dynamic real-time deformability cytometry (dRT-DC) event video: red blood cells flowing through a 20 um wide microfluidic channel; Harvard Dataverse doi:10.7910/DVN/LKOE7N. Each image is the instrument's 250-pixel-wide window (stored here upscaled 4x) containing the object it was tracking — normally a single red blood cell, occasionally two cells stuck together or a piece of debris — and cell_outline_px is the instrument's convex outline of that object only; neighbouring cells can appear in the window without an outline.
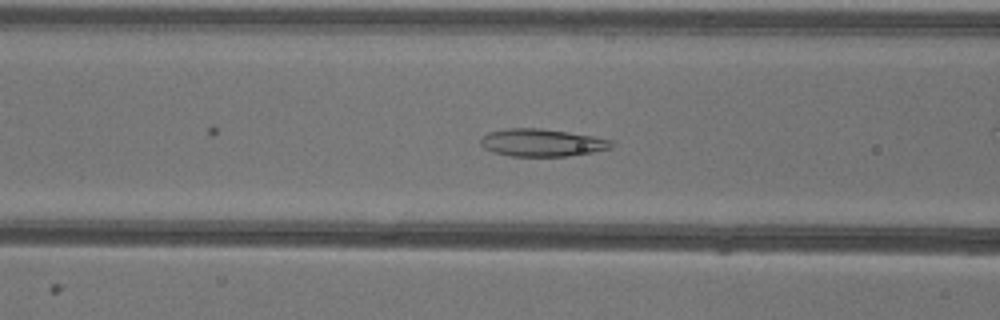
{"species": "common noctule bat (a hibernating species)", "species_latin": "Nyctalus noctula", "temperature_condition": "warm", "stored_images_in_passage": 24, "camera_frame_rate_fps": 3000, "um_per_image_px": 0.085, "animal": {"sex": "female"}, "frame": {"image": 1, "passage_image": 14, "time_ms": 4.333, "image_size_px": [1000, 320], "cell_outline_px": [[616, 144], [612, 148], [592, 152], [568, 156], [512, 156], [492, 152], [484, 148], [480, 144], [480, 136], [488, 132], [508, 128], [540, 128], [568, 132], [592, 136], [612, 140]], "centroid_in_image_um": [46.05, 12.12], "position_along_channel_um": 120.6, "area_um2": 21.15}}
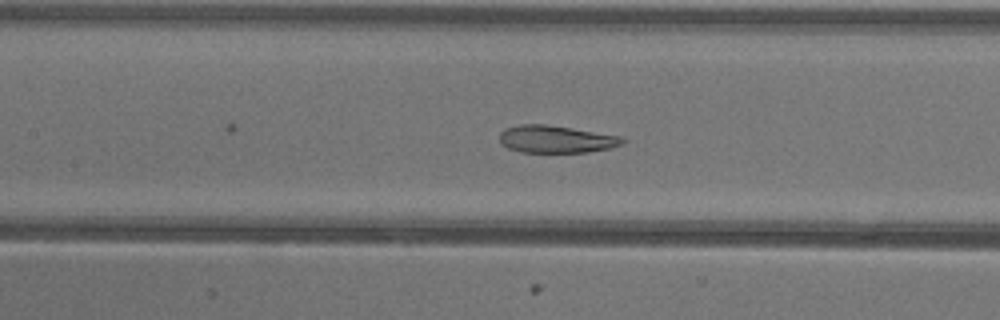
{"frame": {"image": 2, "passage_image": 17, "time_ms": 5.333, "image_size_px": [1000, 320], "cell_outline_px": [[628, 140], [624, 144], [608, 148], [588, 152], [520, 152], [508, 148], [500, 144], [500, 132], [504, 128], [520, 124], [544, 124], [572, 128], [620, 136]], "centroid_in_image_um": [47.25, 11.83], "position_along_channel_um": 160.2, "area_um2": 19.71}}
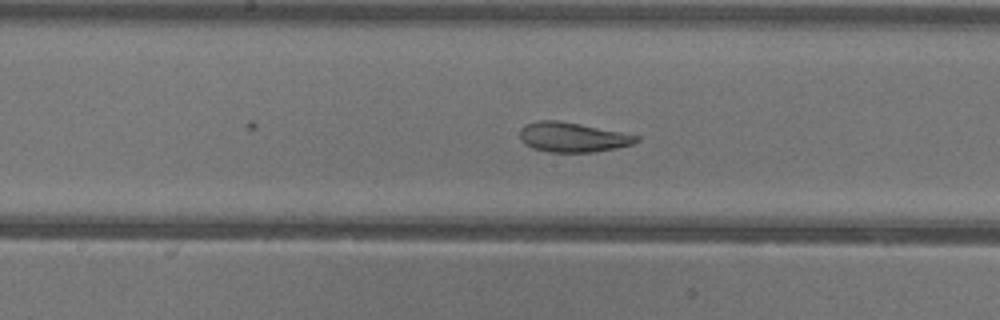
{"frame": {"image": 3, "passage_image": 20, "time_ms": 6.333, "image_size_px": [1000, 320], "cell_outline_px": [[640, 140], [632, 144], [616, 148], [592, 152], [548, 152], [532, 148], [524, 144], [520, 140], [520, 128], [524, 124], [536, 120], [556, 120], [580, 124], [640, 136]], "centroid_in_image_um": [48.62, 11.66], "position_along_channel_um": 199.6, "area_um2": 20.23}}